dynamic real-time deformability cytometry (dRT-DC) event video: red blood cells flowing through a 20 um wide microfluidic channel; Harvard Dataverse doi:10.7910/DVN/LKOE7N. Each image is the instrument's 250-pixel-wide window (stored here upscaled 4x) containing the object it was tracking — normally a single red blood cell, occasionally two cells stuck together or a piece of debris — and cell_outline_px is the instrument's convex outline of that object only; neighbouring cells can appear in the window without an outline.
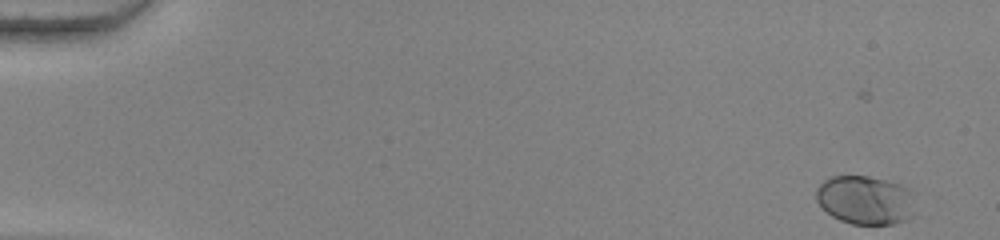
{"species": "human", "species_latin": "Homo sapiens", "temperature_condition": "warm", "stored_images_in_passage": 41, "camera_frame_rate_fps": 3000, "um_per_image_px": 0.085, "donor": {"sex": "female"}, "frame": {"image": 1, "passage_image": 1, "time_ms": 0.0, "image_size_px": [1000, 240], "cell_outline_px": [[908, 220], [892, 224], [852, 224], [840, 220], [832, 216], [816, 200], [816, 188], [824, 180], [832, 176], [868, 176], [900, 184], [908, 188]], "centroid_in_image_um": [73.43, 16.99], "position_along_channel_um": 11.6, "area_um2": 27.22}}
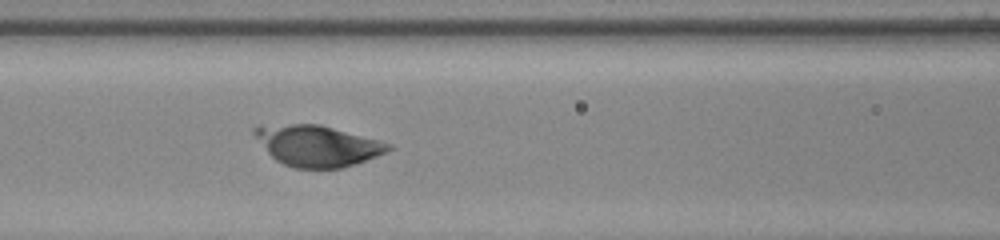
{"frame": {"image": 2, "passage_image": 24, "time_ms": 7.667, "image_size_px": [1000, 240], "cell_outline_px": [[396, 148], [356, 164], [340, 168], [296, 168], [284, 164], [276, 160], [268, 152], [252, 132], [252, 128], [256, 124], [320, 124], [392, 144]], "centroid_in_image_um": [26.96, 12.37], "position_along_channel_um": 139.6, "area_um2": 31.96}}
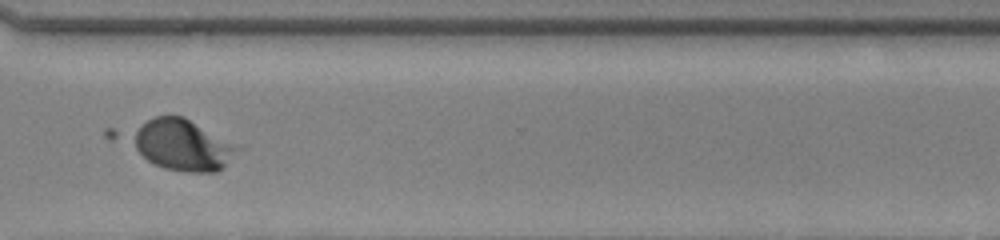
{"frame": {"image": 3, "passage_image": 41, "time_ms": 13.333, "image_size_px": [1000, 240], "cell_outline_px": [[232, 148], [224, 168], [216, 172], [188, 172], [164, 168], [148, 160], [136, 148], [128, 136], [132, 132], [152, 116], [184, 116]], "centroid_in_image_um": [15.3, 12.33], "position_along_channel_um": 355.3, "area_um2": 29.36}}